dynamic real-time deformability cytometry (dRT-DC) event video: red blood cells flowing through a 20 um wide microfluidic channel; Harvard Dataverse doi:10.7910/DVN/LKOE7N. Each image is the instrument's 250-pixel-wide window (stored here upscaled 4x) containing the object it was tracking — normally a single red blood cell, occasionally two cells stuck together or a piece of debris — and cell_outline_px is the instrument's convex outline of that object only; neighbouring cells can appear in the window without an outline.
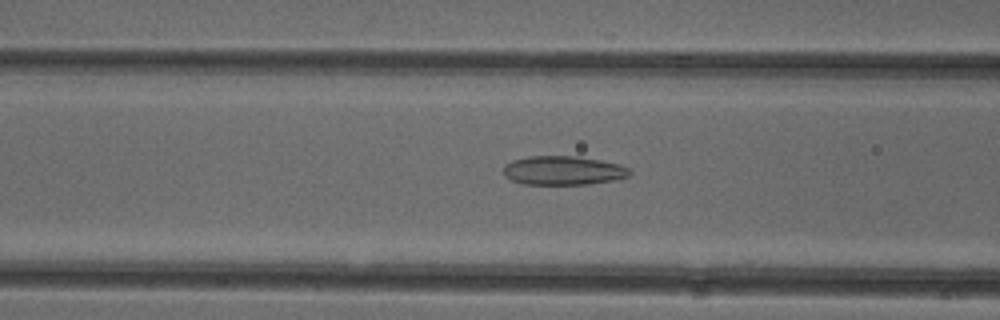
{"species": "common noctule bat (a hibernating species)", "species_latin": "Nyctalus noctula", "temperature_condition": "cold", "stored_images_in_passage": 52, "camera_frame_rate_fps": 3000, "um_per_image_px": 0.085, "animal": {"sex": "female"}, "frame": {"image": 1, "passage_image": 21, "time_ms": 6.667, "image_size_px": [1000, 320], "cell_outline_px": [[632, 172], [628, 176], [612, 180], [588, 184], [524, 184], [512, 180], [504, 176], [504, 164], [512, 160], [528, 156], [576, 156], [600, 160], [620, 164], [628, 168]], "centroid_in_image_um": [47.85, 14.48], "position_along_channel_um": 118.8, "area_um2": 21.27}}
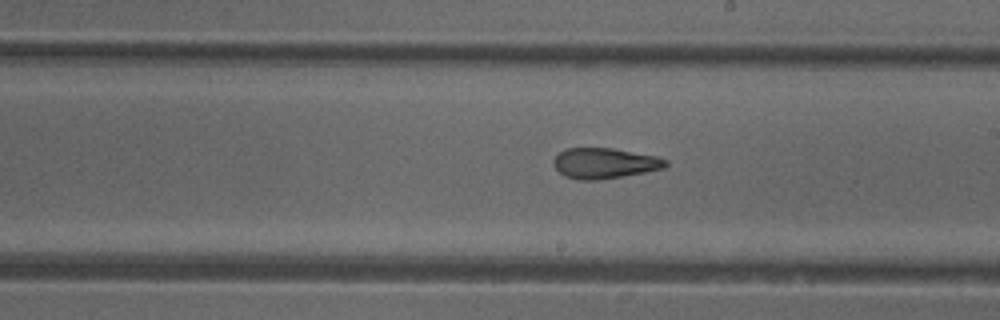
{"frame": {"image": 2, "passage_image": 30, "time_ms": 9.667, "image_size_px": [1000, 320], "cell_outline_px": [[668, 164], [664, 168], [644, 172], [596, 180], [580, 180], [564, 176], [552, 164], [552, 160], [560, 152], [568, 148], [612, 148], [656, 156], [668, 160]], "centroid_in_image_um": [51.37, 13.87], "position_along_channel_um": 237.6, "area_um2": 19.77}}
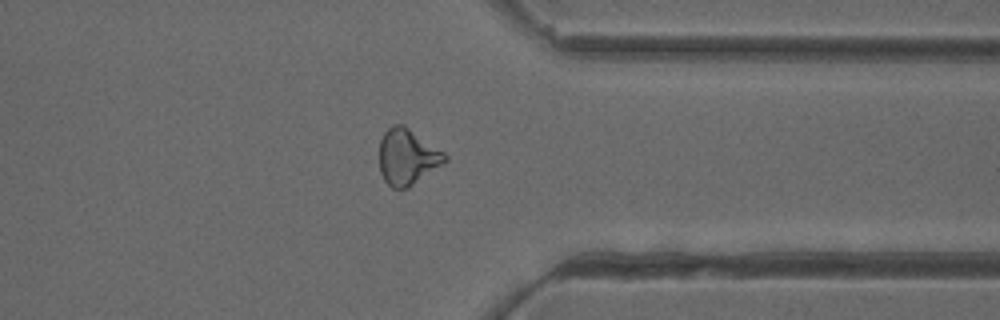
{"frame": {"image": 3, "passage_image": 41, "time_ms": 13.333, "image_size_px": [1000, 320], "cell_outline_px": [[448, 160], [408, 188], [392, 188], [384, 180], [380, 172], [380, 140], [384, 132], [392, 124], [404, 124], [444, 152], [448, 156]], "centroid_in_image_um": [34.62, 13.32], "position_along_channel_um": 376.8, "area_um2": 21.33}, "authors_computed_cell_mechanics": {"area_um2": 21.7617, "velocity_mm_per_s": 3.9579, "shape_relaxation_time_tau1_ms": null, "shape_relaxation_time_tau2_ms": 2.2996, "deformation_change_tau1": null, "deformation_change_tau2": 0.1077}}